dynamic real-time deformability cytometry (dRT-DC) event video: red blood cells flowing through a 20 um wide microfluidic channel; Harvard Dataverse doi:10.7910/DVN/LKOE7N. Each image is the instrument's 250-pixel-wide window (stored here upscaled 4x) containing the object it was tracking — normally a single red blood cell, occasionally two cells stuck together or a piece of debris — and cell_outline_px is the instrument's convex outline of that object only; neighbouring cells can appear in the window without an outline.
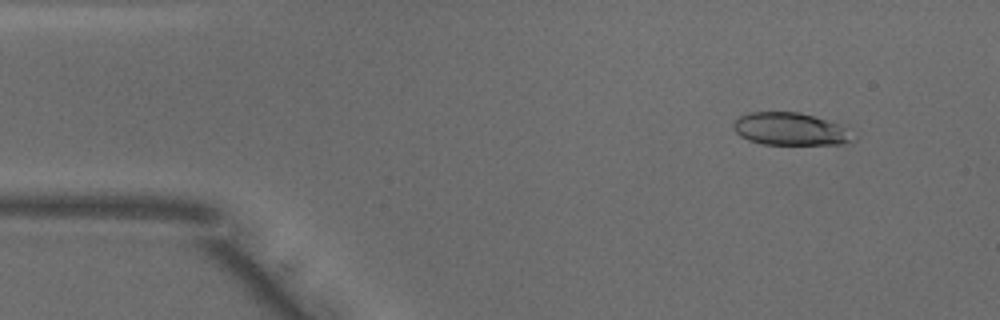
{"species": "common noctule bat (a hibernating species)", "species_latin": "Nyctalus noctula", "temperature_condition": "warm", "stored_images_in_passage": 50, "camera_frame_rate_fps": 3000, "um_per_image_px": 0.085, "animal": {"sex": "male", "body_mass_g": 18.8}, "frame": {"image": 1, "passage_image": 5, "time_ms": 1.333, "image_size_px": [1000, 320], "cell_outline_px": [[856, 140], [844, 144], [764, 144], [748, 140], [740, 136], [732, 128], [732, 124], [740, 116], [752, 112], [800, 112], [836, 124], [844, 128]], "centroid_in_image_um": [67.11, 10.98], "position_along_channel_um": 17.9, "area_um2": 22.31}}
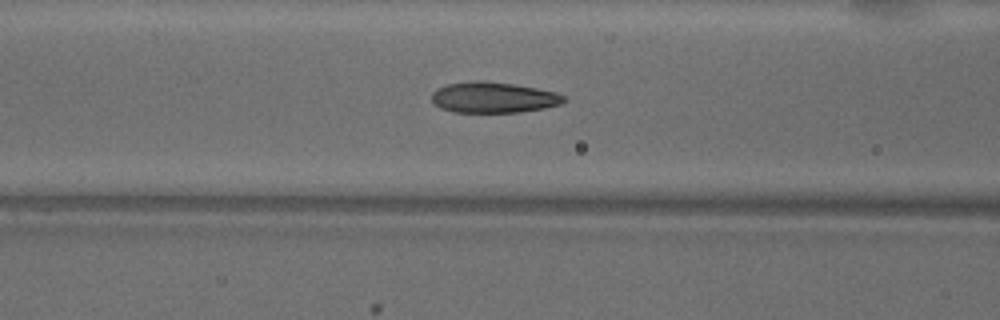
{"frame": {"image": 2, "passage_image": 19, "time_ms": 6.0, "image_size_px": [1000, 320], "cell_outline_px": [[568, 100], [560, 104], [544, 108], [520, 112], [452, 112], [440, 108], [432, 100], [432, 92], [436, 88], [448, 84], [476, 80], [484, 80], [512, 84], [536, 88], [556, 92], [564, 96]], "centroid_in_image_um": [41.94, 8.28], "position_along_channel_um": 124.7, "area_um2": 23.76}}
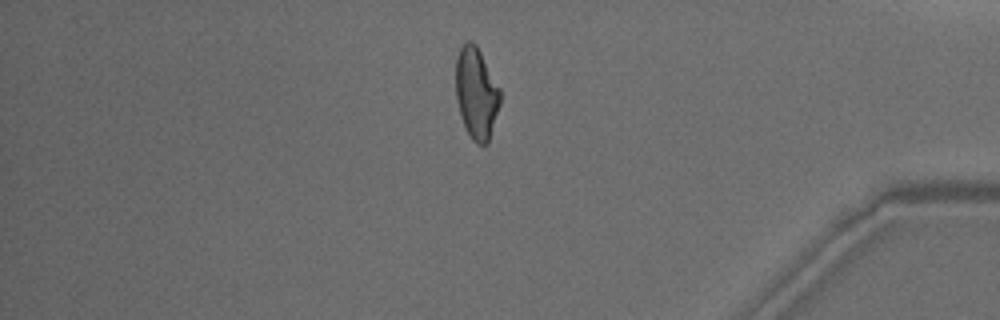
{"frame": {"image": 3, "passage_image": 42, "time_ms": 13.667, "image_size_px": [1000, 320], "cell_outline_px": [[500, 104], [488, 144], [476, 144], [472, 140], [460, 116], [456, 100], [456, 56], [460, 48], [468, 40], [472, 40], [476, 44], [500, 88]], "centroid_in_image_um": [40.48, 7.92], "position_along_channel_um": 394.7, "area_um2": 23.7}, "authors_computed_cell_mechanics": {"area_um2": 23.698, "velocity_mm_per_s": 3.9746, "shape_relaxation_time_tau1_ms": 5.8848, "shape_relaxation_time_tau2_ms": 1.5786, "deformation_change_tau1": 0.1825, "deformation_change_tau2": 0.0936}}